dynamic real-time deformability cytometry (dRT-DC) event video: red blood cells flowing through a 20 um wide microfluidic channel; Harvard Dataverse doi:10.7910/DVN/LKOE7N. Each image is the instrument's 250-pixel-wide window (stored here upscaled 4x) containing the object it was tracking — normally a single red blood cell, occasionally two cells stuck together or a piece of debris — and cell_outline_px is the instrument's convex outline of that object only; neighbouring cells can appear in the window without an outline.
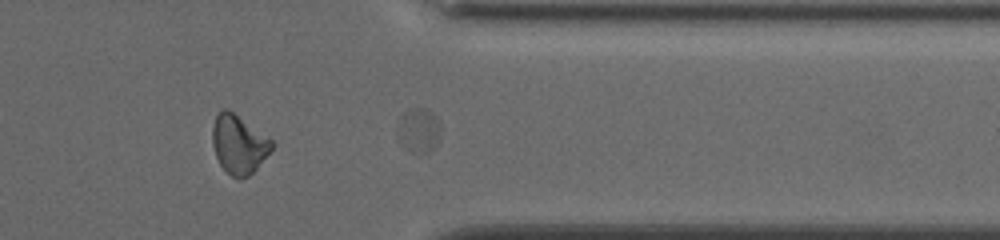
{"species": "common noctule bat (a hibernating species)", "species_latin": "Nyctalus noctula", "temperature_condition": "cold", "stored_images_in_passage": 44, "segment_of_instrument_passage": [2, 2], "camera_frame_rate_fps": 3000, "um_per_image_px": 0.085, "animal": {"sex": "female", "body_mass_g": 19.5, "forearm_length_mm": 54.1}, "frame": {"image": 1, "passage_image": 44, "time_ms": 14.333, "image_size_px": [1000, 240], "cell_outline_px": [[440, 136], [436, 144], [428, 152], [408, 152], [400, 116], [408, 108], [428, 108], [432, 112], [440, 128]], "centroid_in_image_um": [35.7, 11.01], "position_along_channel_um": 375.7, "area_um2": 10.12}}